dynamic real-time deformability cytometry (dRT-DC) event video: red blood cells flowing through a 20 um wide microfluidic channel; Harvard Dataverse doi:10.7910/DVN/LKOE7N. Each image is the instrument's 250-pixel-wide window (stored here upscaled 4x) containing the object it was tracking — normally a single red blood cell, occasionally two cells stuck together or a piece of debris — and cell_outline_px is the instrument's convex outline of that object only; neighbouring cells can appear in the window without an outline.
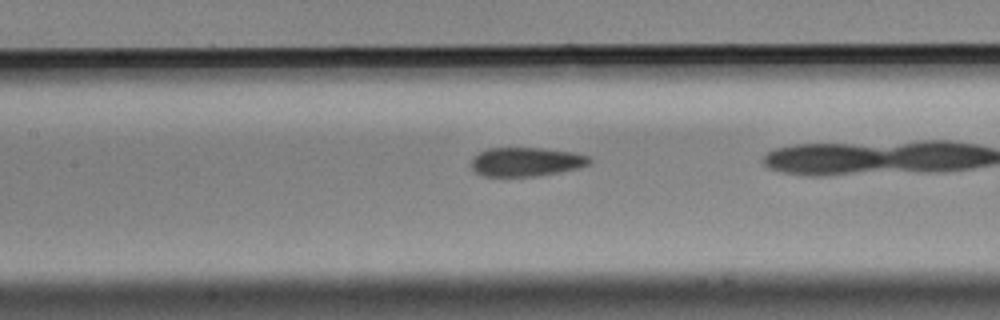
{"species": "Egyptian fruit bat (a non-hibernating species)", "species_latin": "Rousettus aegyptiacus", "temperature_condition": "cold", "stored_images_in_passage": 41, "camera_frame_rate_fps": 3000, "um_per_image_px": 0.085, "animal": {"sex": "male"}, "frame": {"image": 1, "passage_image": 23, "time_ms": 7.333, "image_size_px": [1000, 320], "cell_outline_px": [[592, 160], [588, 164], [580, 168], [560, 172], [536, 176], [484, 176], [476, 172], [472, 168], [472, 156], [476, 152], [488, 148], [544, 148], [572, 152], [588, 156]], "centroid_in_image_um": [44.7, 13.75], "position_along_channel_um": 162.7, "area_um2": 20.06}}
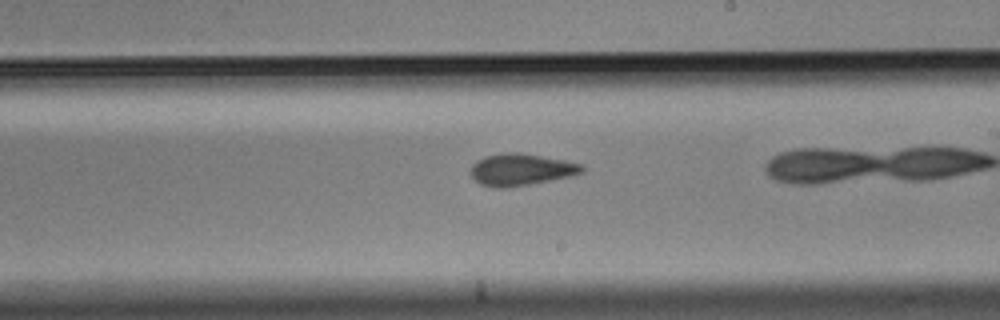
{"frame": {"image": 2, "passage_image": 30, "time_ms": 9.667, "image_size_px": [1000, 320], "cell_outline_px": [[584, 172], [572, 176], [552, 180], [504, 188], [492, 188], [480, 184], [472, 176], [472, 164], [476, 160], [484, 156], [504, 152], [520, 152], [564, 160], [584, 164]], "centroid_in_image_um": [44.3, 14.41], "position_along_channel_um": 244.7, "area_um2": 20.81}}
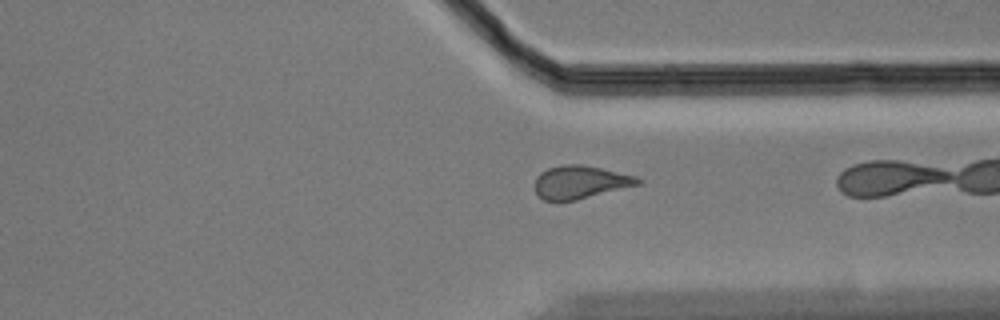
{"frame": {"image": 3, "passage_image": 40, "time_ms": 13.0, "image_size_px": [1000, 320], "cell_outline_px": [[644, 180], [640, 184], [576, 200], [544, 200], [536, 192], [536, 176], [540, 172], [548, 168], [564, 164], [584, 164], [636, 176]], "centroid_in_image_um": [49.34, 15.46], "position_along_channel_um": 362.1, "area_um2": 19.71}}